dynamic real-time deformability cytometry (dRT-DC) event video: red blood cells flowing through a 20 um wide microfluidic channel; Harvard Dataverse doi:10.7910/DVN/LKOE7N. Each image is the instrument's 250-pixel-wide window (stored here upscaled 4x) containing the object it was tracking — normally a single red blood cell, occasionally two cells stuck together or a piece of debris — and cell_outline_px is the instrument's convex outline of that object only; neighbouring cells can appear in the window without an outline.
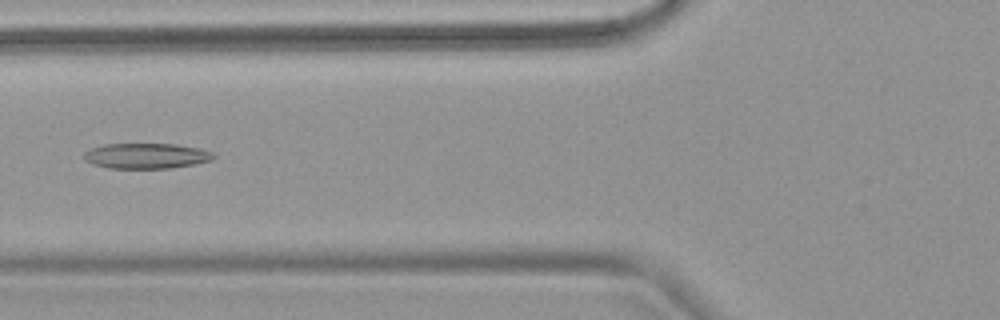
{"species": "common noctule bat (a hibernating species)", "species_latin": "Nyctalus noctula", "temperature_condition": "warm", "stored_images_in_passage": 6, "camera_frame_rate_fps": 3000, "um_per_image_px": 0.085, "animal": {"sex": "female", "body_mass_g": 18.4}, "frame": {"image": 1, "passage_image": 6, "time_ms": 6.0, "image_size_px": [1000, 320], "cell_outline_px": [[216, 156], [212, 160], [196, 164], [172, 168], [108, 168], [92, 164], [84, 160], [84, 152], [92, 148], [104, 144], [176, 144], [200, 148], [212, 152]], "centroid_in_image_um": [12.45, 13.25], "position_along_channel_um": 113.3, "area_um2": 19.31}}